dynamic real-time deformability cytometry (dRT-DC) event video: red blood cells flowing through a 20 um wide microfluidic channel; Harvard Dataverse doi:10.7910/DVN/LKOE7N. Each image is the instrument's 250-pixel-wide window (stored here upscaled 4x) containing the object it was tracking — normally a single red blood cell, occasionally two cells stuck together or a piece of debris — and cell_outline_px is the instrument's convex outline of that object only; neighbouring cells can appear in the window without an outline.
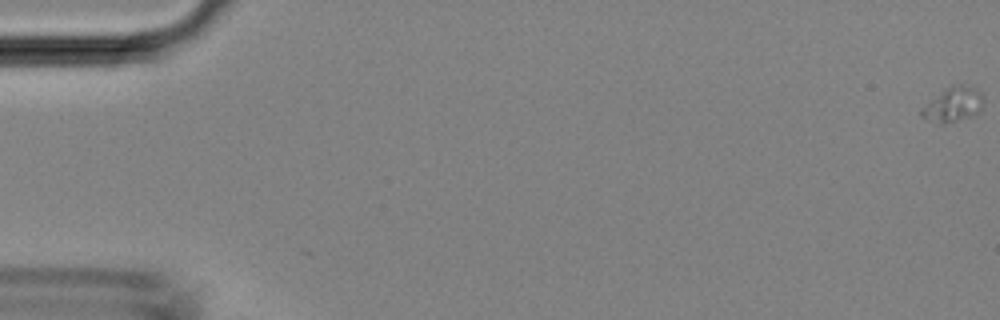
{"species": "Egyptian fruit bat (a non-hibernating species)", "species_latin": "Rousettus aegyptiacus", "temperature_condition": "room temperature", "stored_images_in_passage": 46, "camera_frame_rate_fps": 3000, "um_per_image_px": 0.085, "animal": {"sex": "female"}, "frame": {"image": 1, "passage_image": 1, "time_ms": 0.0, "image_size_px": [1000, 320], "cell_outline_px": [[984, 104], [972, 116], [944, 124], [940, 124], [928, 120], [920, 116], [920, 108], [952, 84], [960, 84], [972, 88], [980, 92], [984, 96]], "centroid_in_image_um": [81.0, 8.9], "position_along_channel_um": 4.0, "area_um2": 12.37}}
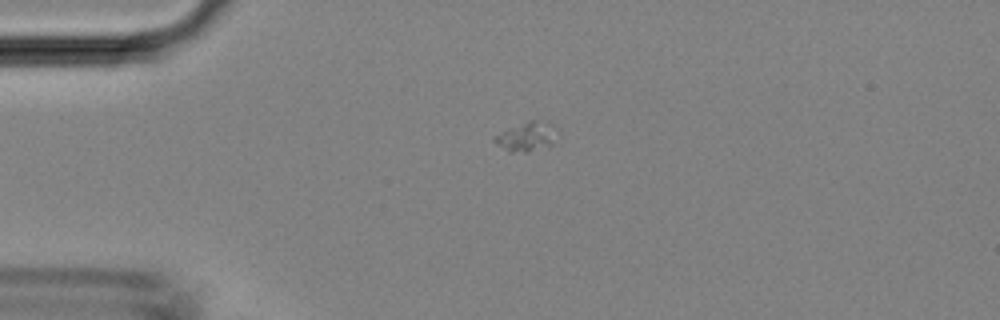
{"frame": {"image": 2, "passage_image": 12, "time_ms": 3.667, "image_size_px": [1000, 320], "cell_outline_px": [[556, 128], [552, 144], [528, 152], [508, 152], [496, 144], [492, 140], [492, 136], [508, 128], [528, 120], [548, 120]], "centroid_in_image_um": [44.72, 11.59], "position_along_channel_um": 40.3, "area_um2": 10.81}}
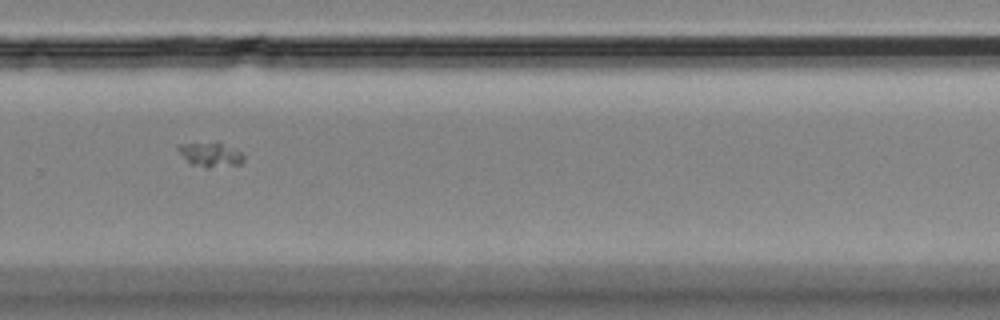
{"frame": {"image": 3, "passage_image": 32, "time_ms": 10.333, "image_size_px": [1000, 320], "cell_outline_px": [[244, 160], [240, 164], [208, 168], [204, 168], [188, 164], [176, 148], [176, 144], [216, 140], [236, 148], [244, 156]], "centroid_in_image_um": [17.85, 13.1], "position_along_channel_um": 312.0, "area_um2": 10.0}}